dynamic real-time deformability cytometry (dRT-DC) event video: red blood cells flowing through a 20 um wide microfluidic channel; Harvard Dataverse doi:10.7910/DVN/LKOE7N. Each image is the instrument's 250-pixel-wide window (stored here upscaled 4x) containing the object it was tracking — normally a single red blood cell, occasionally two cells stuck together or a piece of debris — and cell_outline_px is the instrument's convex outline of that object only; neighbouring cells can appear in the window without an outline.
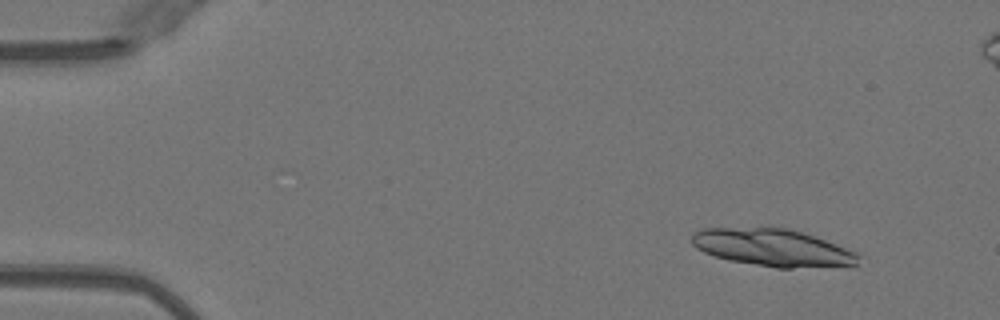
{"species": "Egyptian fruit bat (a non-hibernating species)", "species_latin": "Rousettus aegyptiacus", "temperature_condition": "warm", "stored_images_in_passage": 19, "camera_frame_rate_fps": 3000, "um_per_image_px": 0.085, "animal": {"sex": "female"}, "frame": {"image": 1, "passage_image": 5, "time_ms": 1.333, "image_size_px": [1000, 320], "cell_outline_px": [[860, 256], [856, 264], [792, 268], [776, 268], [728, 260], [704, 252], [696, 248], [692, 244], [692, 232], [700, 228], [788, 228], [824, 240], [856, 252]], "centroid_in_image_um": [65.6, 21.05], "position_along_channel_um": 19.4, "area_um2": 35.66}}